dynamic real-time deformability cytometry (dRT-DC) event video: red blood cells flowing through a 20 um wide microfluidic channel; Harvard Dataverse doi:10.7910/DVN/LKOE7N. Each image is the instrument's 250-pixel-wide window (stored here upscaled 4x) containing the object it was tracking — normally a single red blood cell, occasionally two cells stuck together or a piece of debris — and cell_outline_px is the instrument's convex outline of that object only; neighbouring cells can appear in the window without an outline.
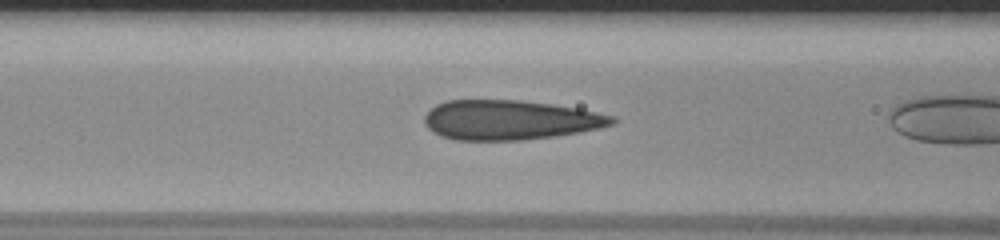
{"species": "human", "species_latin": "Homo sapiens", "temperature_condition": "room temperature", "stored_images_in_passage": 6, "camera_frame_rate_fps": 3000, "um_per_image_px": 0.085, "donor": {"sex": "male"}, "frame": {"image": 1, "passage_image": 4, "time_ms": 1.0, "image_size_px": [1000, 240], "cell_outline_px": [[616, 120], [612, 124], [600, 128], [580, 132], [556, 136], [524, 140], [456, 140], [440, 136], [432, 132], [424, 124], [424, 116], [436, 104], [448, 100], [516, 100], [548, 104], [576, 108], [612, 116]], "centroid_in_image_um": [43.29, 10.21], "position_along_channel_um": 123.3, "area_um2": 43.18}}